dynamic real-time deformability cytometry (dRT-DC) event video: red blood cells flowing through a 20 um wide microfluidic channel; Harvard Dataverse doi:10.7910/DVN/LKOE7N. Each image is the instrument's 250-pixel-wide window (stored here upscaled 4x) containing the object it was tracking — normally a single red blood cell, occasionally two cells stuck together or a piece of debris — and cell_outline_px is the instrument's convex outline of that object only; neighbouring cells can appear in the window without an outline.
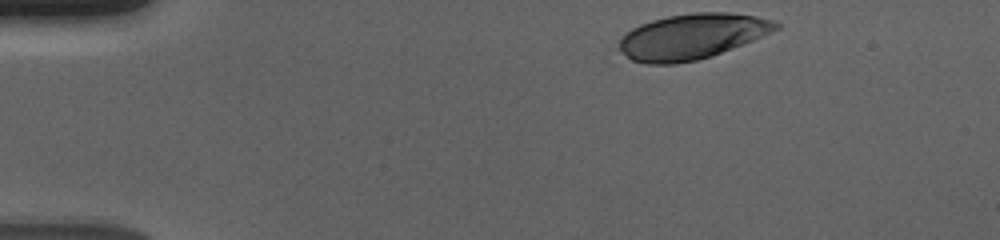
{"species": "human", "species_latin": "Homo sapiens", "temperature_condition": "cold", "stored_images_in_passage": 48, "camera_frame_rate_fps": 3000, "um_per_image_px": 0.085, "donor": {"sex": "male"}, "frame": {"image": 1, "passage_image": 1, "time_ms": 0.0, "image_size_px": [1000, 240], "cell_outline_px": [[780, 28], [752, 40], [712, 56], [696, 60], [676, 64], [644, 64], [632, 60], [620, 48], [620, 40], [632, 28], [640, 24], [652, 20], [668, 16], [696, 12], [732, 12], [756, 16], [772, 20], [780, 24]], "centroid_in_image_um": [58.84, 3.09], "position_along_channel_um": 26.2, "area_um2": 41.1}}
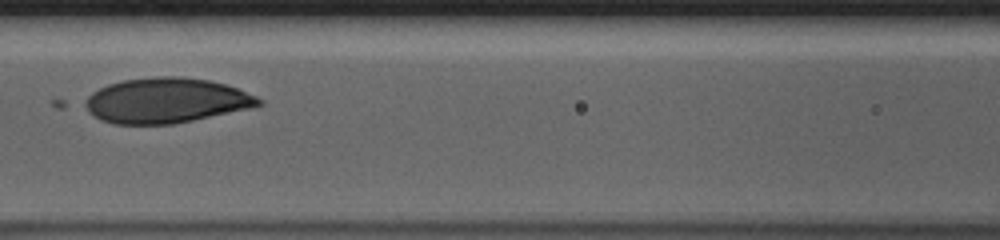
{"frame": {"image": 2, "passage_image": 18, "time_ms": 5.667, "image_size_px": [1000, 240], "cell_outline_px": [[264, 104], [248, 108], [192, 120], [172, 124], [112, 124], [100, 120], [88, 112], [80, 104], [80, 100], [92, 92], [108, 84], [124, 80], [152, 76], [180, 76], [208, 80], [224, 84], [236, 88], [256, 96], [264, 100]], "centroid_in_image_um": [14.03, 8.54], "position_along_channel_um": 152.6, "area_um2": 45.84}}
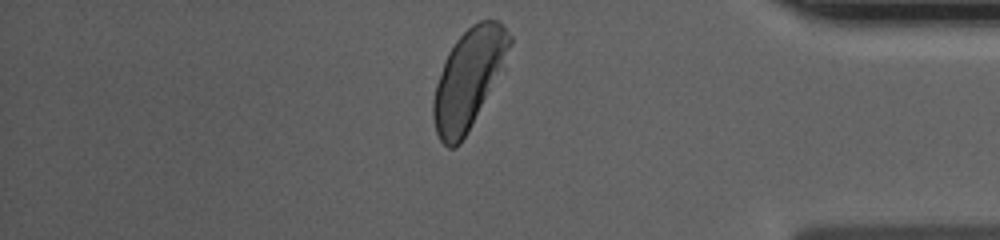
{"frame": {"image": 3, "passage_image": 40, "time_ms": 13.0, "image_size_px": [1000, 240], "cell_outline_px": [[512, 44], [504, 68], [468, 132], [460, 144], [456, 148], [448, 148], [440, 140], [436, 132], [432, 116], [432, 100], [436, 84], [444, 60], [448, 52], [456, 40], [472, 24], [480, 20], [500, 20], [512, 36]], "centroid_in_image_um": [39.84, 6.69], "position_along_channel_um": 395.4, "area_um2": 44.45}, "authors_computed_cell_mechanics": {"area_um2": 45.951, "velocity_mm_per_s": 3.6475, "shape_relaxation_time_tau1_ms": 1.7707, "shape_relaxation_time_tau2_ms": null, "deformation_change_tau1": 0.0855, "deformation_change_tau2": null}}